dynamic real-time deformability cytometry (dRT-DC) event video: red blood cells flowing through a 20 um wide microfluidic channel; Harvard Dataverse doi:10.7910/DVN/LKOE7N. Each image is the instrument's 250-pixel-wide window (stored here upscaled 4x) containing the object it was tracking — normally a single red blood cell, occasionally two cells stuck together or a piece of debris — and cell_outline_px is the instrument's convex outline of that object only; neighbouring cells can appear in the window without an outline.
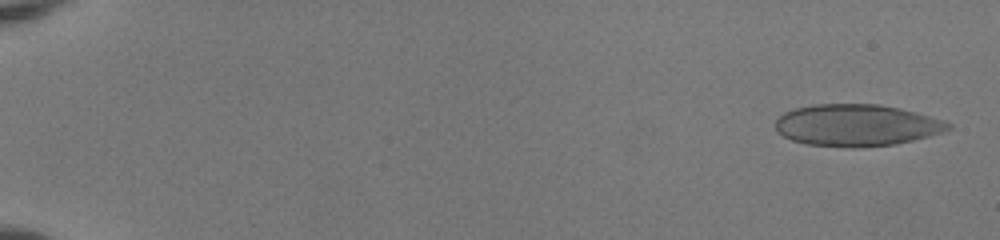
{"species": "human", "species_latin": "Homo sapiens", "temperature_condition": "room temperature", "stored_images_in_passage": 53, "camera_frame_rate_fps": 3000, "um_per_image_px": 0.085, "donor": {"sex": "female"}, "frame": {"image": 1, "passage_image": 2, "time_ms": 0.333, "image_size_px": [1000, 240], "cell_outline_px": [[952, 128], [944, 132], [912, 140], [892, 144], [860, 148], [852, 148], [808, 144], [792, 140], [776, 132], [776, 120], [784, 112], [796, 108], [816, 104], [876, 104], [900, 108], [916, 112], [952, 124]], "centroid_in_image_um": [72.79, 10.65], "position_along_channel_um": 12.2, "area_um2": 41.91}}
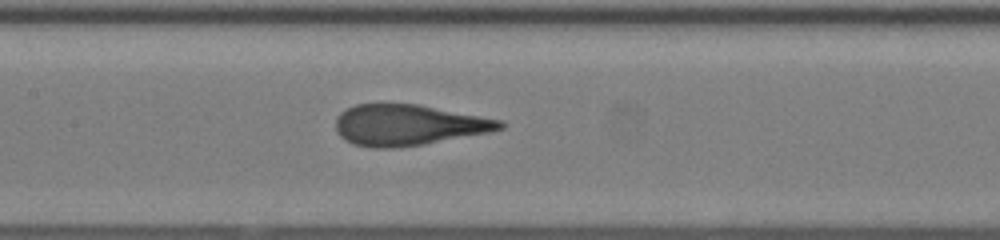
{"frame": {"image": 2, "passage_image": 28, "time_ms": 9.0, "image_size_px": [1000, 240], "cell_outline_px": [[504, 128], [492, 132], [424, 144], [392, 148], [372, 148], [352, 144], [344, 140], [336, 132], [336, 116], [340, 112], [356, 104], [416, 104], [504, 120]], "centroid_in_image_um": [34.7, 10.63], "position_along_channel_um": 172.7, "area_um2": 39.3}}
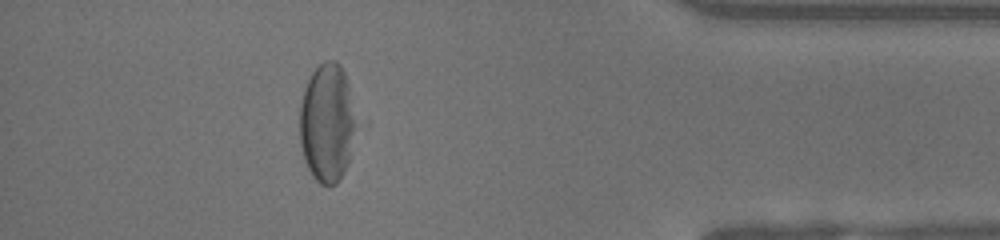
{"frame": {"image": 3, "passage_image": 48, "time_ms": 15.667, "image_size_px": [1000, 240], "cell_outline_px": [[360, 124], [344, 172], [336, 184], [328, 188], [320, 184], [312, 176], [304, 160], [300, 144], [300, 104], [304, 88], [312, 72], [324, 60], [336, 60], [340, 64], [344, 72], [348, 84]], "centroid_in_image_um": [27.84, 10.46], "position_along_channel_um": 407.4, "area_um2": 40.06}}